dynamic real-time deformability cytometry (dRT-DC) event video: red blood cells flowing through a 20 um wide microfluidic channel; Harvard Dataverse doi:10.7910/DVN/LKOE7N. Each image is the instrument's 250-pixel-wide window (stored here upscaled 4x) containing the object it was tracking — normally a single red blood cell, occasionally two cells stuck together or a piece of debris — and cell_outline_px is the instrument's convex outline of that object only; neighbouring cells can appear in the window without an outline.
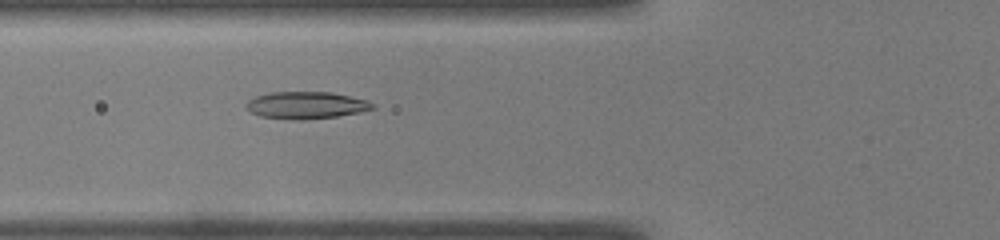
{"species": "common noctule bat (a hibernating species)", "species_latin": "Nyctalus noctula", "temperature_condition": "warm", "stored_images_in_passage": 40, "camera_frame_rate_fps": 3000, "um_per_image_px": 0.085, "animal": {"sex": "male", "body_mass_g": 19.0, "forearm_length_mm": 50.8}, "frame": {"image": 1, "passage_image": 9, "time_ms": 2.667, "image_size_px": [1000, 240], "cell_outline_px": [[376, 108], [360, 112], [336, 116], [304, 120], [300, 120], [260, 116], [252, 112], [244, 104], [248, 100], [256, 96], [268, 92], [332, 92], [368, 100], [376, 104]], "centroid_in_image_um": [26.06, 8.93], "position_along_channel_um": 99.7, "area_um2": 20.0}}
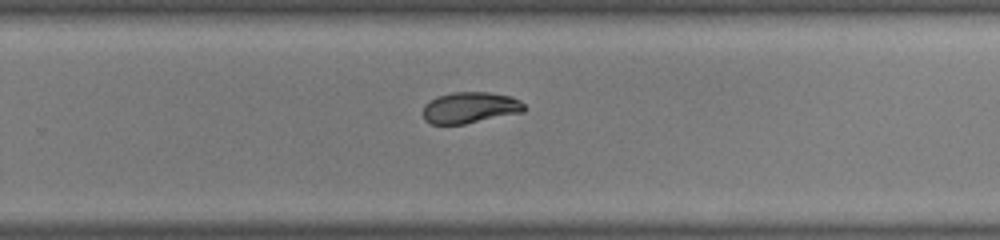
{"frame": {"image": 2, "passage_image": 23, "time_ms": 7.333, "image_size_px": [1000, 240], "cell_outline_px": [[524, 112], [464, 124], [432, 124], [424, 120], [424, 104], [436, 96], [452, 92], [488, 92], [512, 96], [520, 100], [524, 104]], "centroid_in_image_um": [39.96, 9.14], "position_along_channel_um": 289.8, "area_um2": 18.5}}
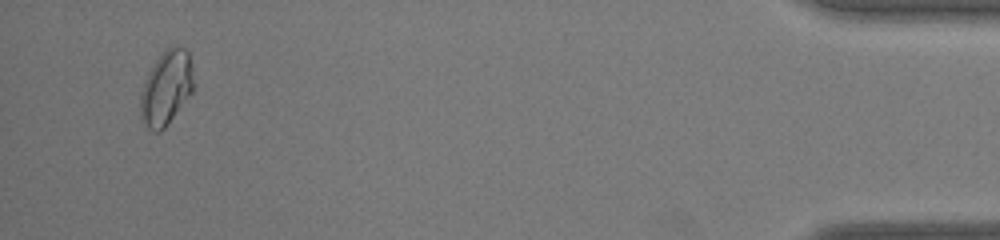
{"frame": {"image": 3, "passage_image": 38, "time_ms": 12.333, "image_size_px": [1000, 240], "cell_outline_px": [[192, 92], [168, 124], [160, 132], [156, 132], [148, 128], [140, 116], [140, 96], [144, 80], [148, 72], [156, 60], [172, 44], [176, 44], [184, 48], [188, 52], [192, 68]], "centroid_in_image_um": [14.11, 7.47], "position_along_channel_um": 421.1, "area_um2": 22.83}, "authors_computed_cell_mechanics": {"area_um2": 19.4786, "velocity_mm_per_s": 4.0769, "shape_relaxation_time_tau1_ms": 10.174, "shape_relaxation_time_tau2_ms": 1.7762, "deformation_change_tau1": 0.2859, "deformation_change_tau2": 0.0534}}